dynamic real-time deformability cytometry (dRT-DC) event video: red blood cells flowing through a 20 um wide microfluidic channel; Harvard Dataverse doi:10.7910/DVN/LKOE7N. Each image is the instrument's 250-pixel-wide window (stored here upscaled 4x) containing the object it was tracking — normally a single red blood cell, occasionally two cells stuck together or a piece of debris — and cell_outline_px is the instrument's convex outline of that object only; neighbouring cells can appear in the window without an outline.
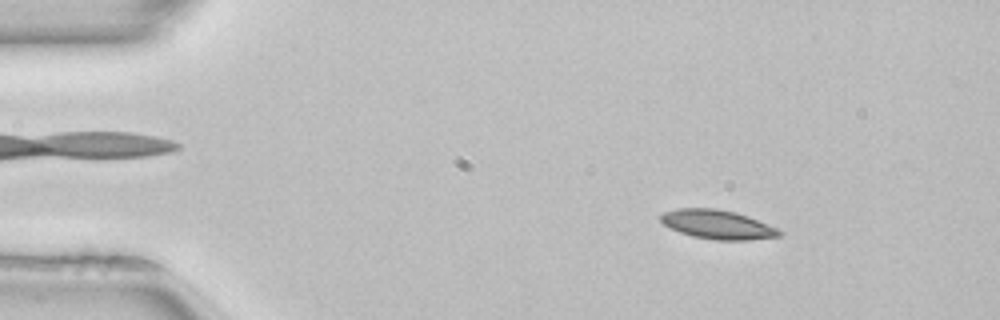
{"species": "common noctule bat (a hibernating species)", "species_latin": "Nyctalus noctula", "temperature_condition": "room temperature", "stored_images_in_passage": 51, "camera_frame_rate_fps": 3000, "um_per_image_px": 0.085, "animal": {"sex": "female", "body_mass_g": 22.7, "forearm_length_mm": 54.2}, "frame": {"image": 1, "passage_image": 7, "time_ms": 2.0, "image_size_px": [1000, 320], "cell_outline_px": [[784, 232], [780, 236], [748, 240], [716, 240], [692, 236], [668, 228], [660, 220], [660, 216], [664, 212], [676, 208], [716, 208], [736, 212], [748, 216], [776, 228]], "centroid_in_image_um": [60.97, 19.08], "position_along_channel_um": 24.0, "area_um2": 20.11}}
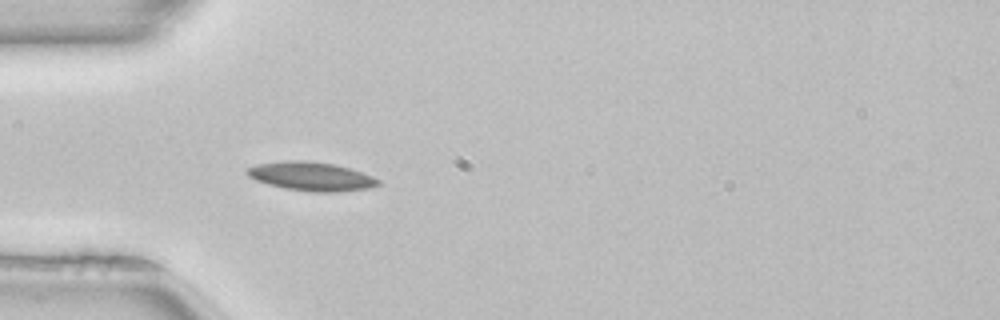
{"frame": {"image": 2, "passage_image": 15, "time_ms": 4.667, "image_size_px": [1000, 320], "cell_outline_px": [[380, 184], [368, 188], [336, 192], [312, 192], [284, 188], [268, 184], [256, 180], [248, 176], [244, 172], [244, 168], [256, 164], [284, 160], [308, 160], [336, 164], [372, 176], [380, 180]], "centroid_in_image_um": [26.39, 14.98], "position_along_channel_um": 58.6, "area_um2": 22.2}}
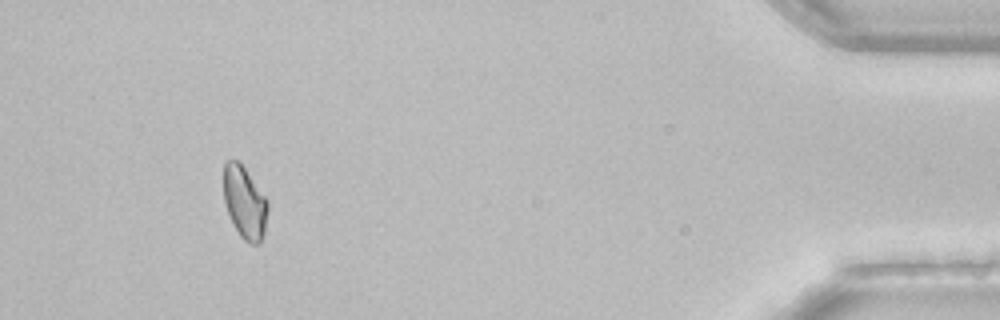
{"frame": {"image": 3, "passage_image": 47, "time_ms": 15.333, "image_size_px": [1000, 320], "cell_outline_px": [[268, 208], [264, 232], [260, 244], [248, 244], [240, 236], [228, 212], [224, 200], [224, 164], [228, 160], [240, 160], [268, 200]], "centroid_in_image_um": [20.81, 17.19], "position_along_channel_um": 414.4, "area_um2": 18.67}}